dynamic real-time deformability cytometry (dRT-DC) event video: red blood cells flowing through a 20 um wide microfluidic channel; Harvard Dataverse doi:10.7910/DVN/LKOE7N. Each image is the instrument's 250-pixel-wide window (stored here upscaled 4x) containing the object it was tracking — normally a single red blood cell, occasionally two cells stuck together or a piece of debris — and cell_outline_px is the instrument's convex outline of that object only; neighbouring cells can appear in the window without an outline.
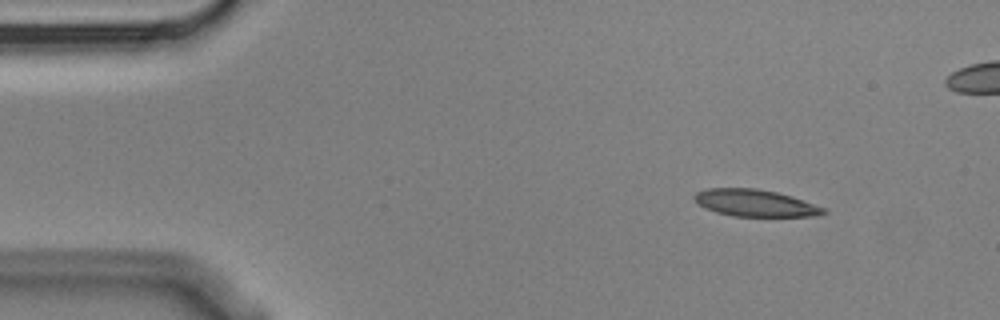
{"species": "Egyptian fruit bat (a non-hibernating species)", "species_latin": "Rousettus aegyptiacus", "temperature_condition": "cold", "stored_images_in_passage": 6, "segment_of_instrument_passage": [2, 2], "camera_frame_rate_fps": 3000, "um_per_image_px": 0.085, "animal": {"sex": "male"}, "frame": {"image": 1, "passage_image": 6, "time_ms": 1.667, "image_size_px": [1000, 320], "cell_outline_px": [[828, 212], [816, 216], [732, 216], [716, 212], [700, 204], [692, 196], [696, 192], [708, 188], [756, 188], [776, 192], [792, 196], [828, 208]], "centroid_in_image_um": [64.25, 17.25], "position_along_channel_um": 20.7, "area_um2": 20.29}}